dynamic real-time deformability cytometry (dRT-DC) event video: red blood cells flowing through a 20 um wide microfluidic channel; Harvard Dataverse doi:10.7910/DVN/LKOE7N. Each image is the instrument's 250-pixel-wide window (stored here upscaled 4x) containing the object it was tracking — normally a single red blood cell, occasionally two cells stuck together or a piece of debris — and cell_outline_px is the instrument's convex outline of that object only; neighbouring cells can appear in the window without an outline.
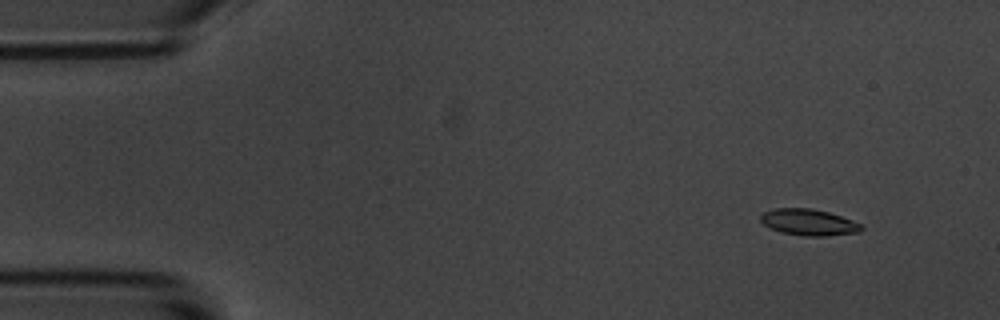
{"species": "common noctule bat (a hibernating species)", "species_latin": "Nyctalus noctula", "temperature_condition": "room temperature", "stored_images_in_passage": 4, "camera_frame_rate_fps": 3000, "um_per_image_px": 0.085, "animal": {"sex": "male", "body_mass_g": 20.1, "forearm_length_mm": 53.5}, "frame": {"image": 1, "passage_image": 1, "time_ms": 0.0, "image_size_px": [1000, 320], "cell_outline_px": [[864, 228], [860, 232], [824, 236], [804, 236], [780, 232], [764, 224], [760, 220], [760, 216], [764, 212], [772, 208], [812, 208], [828, 212], [852, 220], [860, 224]], "centroid_in_image_um": [68.73, 18.89], "position_along_channel_um": 16.3, "area_um2": 15.43}}
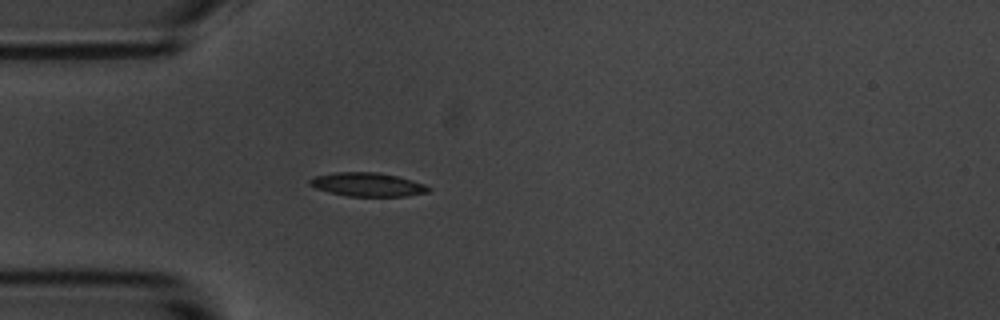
{"frame": {"image": 2, "passage_image": 4, "time_ms": 3.667, "image_size_px": [1000, 320], "cell_outline_px": [[432, 188], [428, 192], [408, 196], [348, 196], [316, 188], [308, 184], [308, 180], [316, 176], [336, 172], [380, 172], [412, 180], [424, 184]], "centroid_in_image_um": [31.26, 15.68], "position_along_channel_um": 53.7, "area_um2": 16.3}}